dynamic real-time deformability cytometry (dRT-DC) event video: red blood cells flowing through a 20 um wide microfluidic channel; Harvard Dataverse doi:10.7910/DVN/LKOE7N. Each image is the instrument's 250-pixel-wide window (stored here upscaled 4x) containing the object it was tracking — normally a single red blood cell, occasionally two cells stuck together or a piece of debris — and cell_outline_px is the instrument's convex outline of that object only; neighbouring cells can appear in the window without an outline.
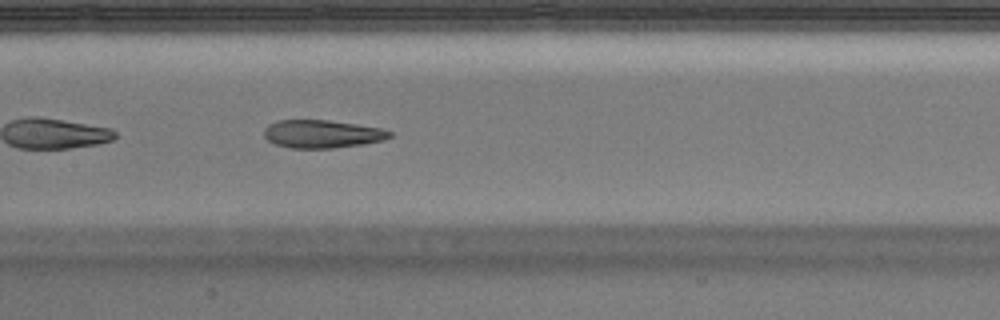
{"species": "Egyptian fruit bat (a non-hibernating species)", "species_latin": "Rousettus aegyptiacus", "temperature_condition": "warm", "stored_images_in_passage": 37, "camera_frame_rate_fps": 3000, "um_per_image_px": 0.085, "animal": {"sex": "male"}, "frame": {"image": 1, "passage_image": 11, "time_ms": 3.333, "image_size_px": [1000, 320], "cell_outline_px": [[392, 136], [384, 140], [364, 144], [332, 148], [292, 148], [276, 144], [268, 140], [264, 136], [264, 128], [268, 124], [276, 120], [328, 120], [356, 124], [380, 128], [392, 132]], "centroid_in_image_um": [27.37, 11.38], "position_along_channel_um": 180.0, "area_um2": 20.52}}
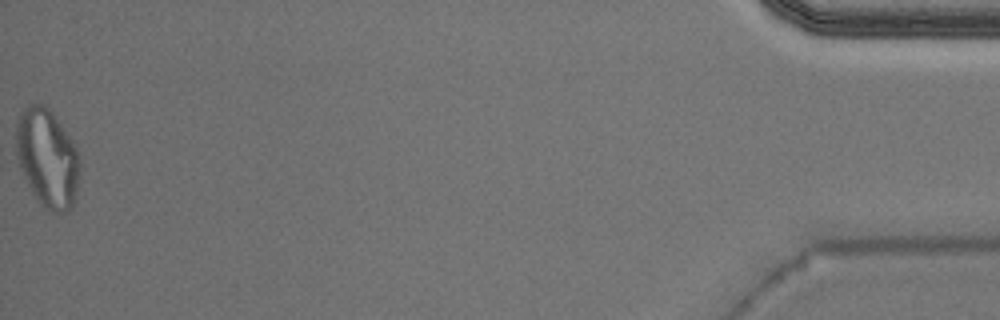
{"frame": {"image": 2, "passage_image": 37, "time_ms": 12.0, "image_size_px": [1000, 320], "cell_outline_px": [[80, 168], [76, 192], [72, 208], [68, 212], [48, 212], [36, 200], [20, 168], [16, 152], [16, 120], [24, 108], [28, 104], [44, 104], [52, 112], [72, 140], [76, 148], [80, 164]], "centroid_in_image_um": [4.01, 13.45], "position_along_channel_um": 431.2, "area_um2": 36.65}, "authors_computed_cell_mechanics": {"area_um2": 22.3686, "velocity_mm_per_s": 3.9769, "shape_relaxation_time_tau1_ms": null, "shape_relaxation_time_tau2_ms": 2.8421, "deformation_change_tau1": null, "deformation_change_tau2": 0.1158}}